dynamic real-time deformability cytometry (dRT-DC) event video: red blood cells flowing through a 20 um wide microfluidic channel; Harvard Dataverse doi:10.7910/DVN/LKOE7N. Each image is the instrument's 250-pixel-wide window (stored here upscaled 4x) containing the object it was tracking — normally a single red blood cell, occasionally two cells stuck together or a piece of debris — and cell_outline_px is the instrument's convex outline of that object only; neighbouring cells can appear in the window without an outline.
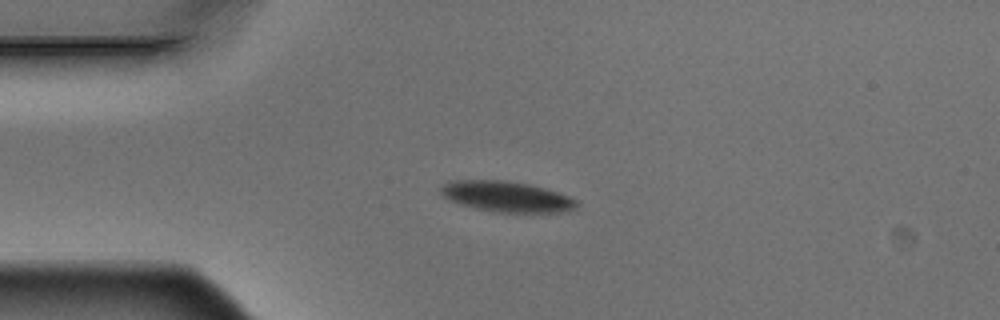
{"species": "Egyptian fruit bat (a non-hibernating species)", "species_latin": "Rousettus aegyptiacus", "temperature_condition": "warm", "stored_images_in_passage": 14, "camera_frame_rate_fps": 3000, "um_per_image_px": 0.085, "animal": {"sex": "male"}, "frame": {"image": 1, "passage_image": 3, "time_ms": 0.667, "image_size_px": [1000, 320], "cell_outline_px": [[580, 204], [572, 212], [492, 212], [460, 204], [444, 196], [440, 192], [440, 188], [448, 180], [504, 180], [528, 184], [544, 188], [568, 196], [576, 200]], "centroid_in_image_um": [43.09, 16.71], "position_along_channel_um": 41.9, "area_um2": 24.28}}
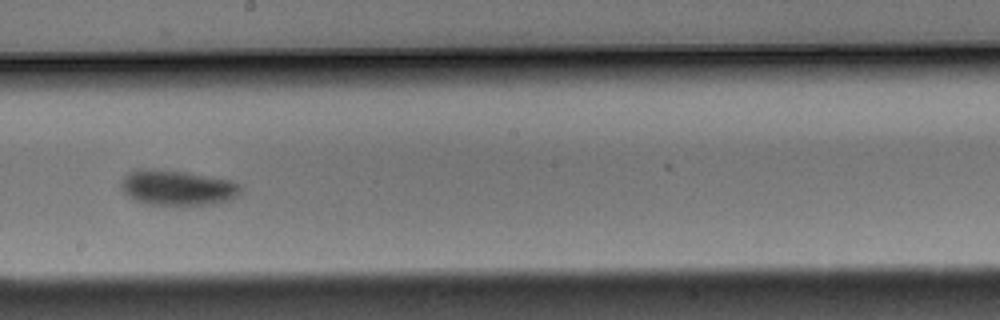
{"frame": {"image": 2, "passage_image": 8, "time_ms": 2.333, "image_size_px": [1000, 320], "cell_outline_px": [[240, 192], [232, 200], [212, 204], [148, 204], [136, 200], [120, 192], [120, 184], [124, 176], [128, 172], [140, 168], [152, 168], [188, 172], [232, 180], [240, 184]], "centroid_in_image_um": [15.05, 15.93], "position_along_channel_um": 233.2, "area_um2": 24.8}}
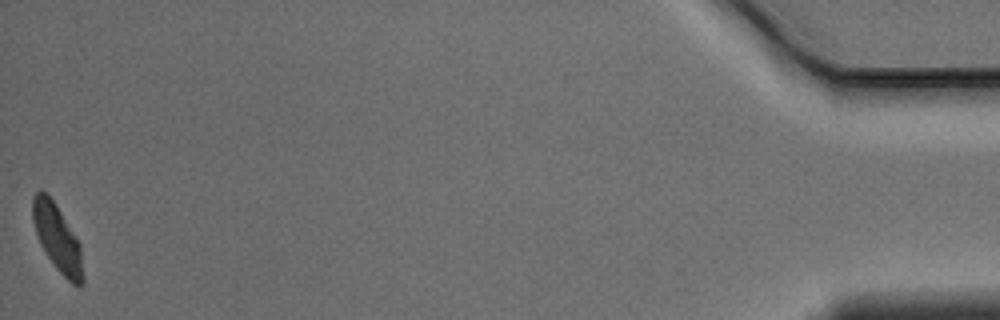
{"frame": {"image": 3, "passage_image": 14, "time_ms": 4.333, "image_size_px": [1000, 320], "cell_outline_px": [[84, 284], [80, 288], [72, 284], [56, 268], [40, 244], [32, 220], [32, 200], [36, 192], [40, 188], [56, 204], [80, 244], [84, 276]], "centroid_in_image_um": [4.89, 20.27], "position_along_channel_um": 430.3, "area_um2": 19.54}}